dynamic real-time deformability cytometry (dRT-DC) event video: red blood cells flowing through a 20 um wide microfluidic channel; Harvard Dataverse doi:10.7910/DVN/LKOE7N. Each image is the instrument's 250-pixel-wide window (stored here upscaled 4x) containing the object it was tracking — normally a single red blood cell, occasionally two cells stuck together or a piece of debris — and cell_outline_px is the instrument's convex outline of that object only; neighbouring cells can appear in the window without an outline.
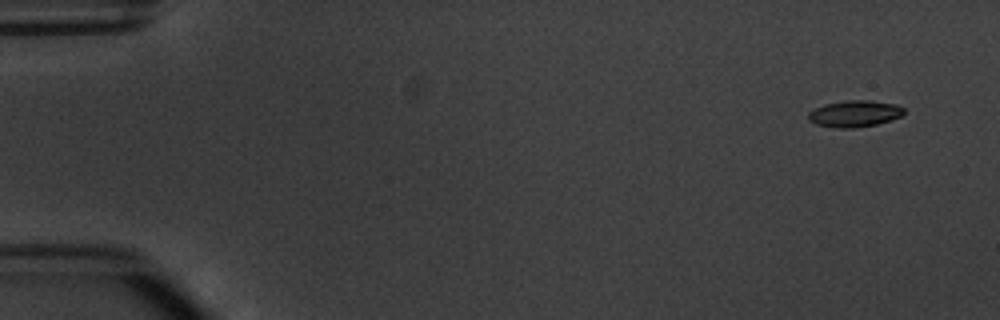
{"species": "common noctule bat (a hibernating species)", "species_latin": "Nyctalus noctula", "temperature_condition": "warm", "stored_images_in_passage": 7, "camera_frame_rate_fps": 3000, "um_per_image_px": 0.085, "animal": {"sex": "male", "body_mass_g": 20.1, "forearm_length_mm": 53.5}, "frame": {"image": 1, "passage_image": 1, "time_ms": 0.0, "image_size_px": [1000, 320], "cell_outline_px": [[904, 112], [900, 116], [892, 120], [876, 124], [852, 128], [836, 128], [816, 124], [808, 120], [808, 112], [824, 104], [848, 100], [868, 100], [896, 104], [904, 108]], "centroid_in_image_um": [72.63, 9.66], "position_along_channel_um": 12.4, "area_um2": 14.74}}
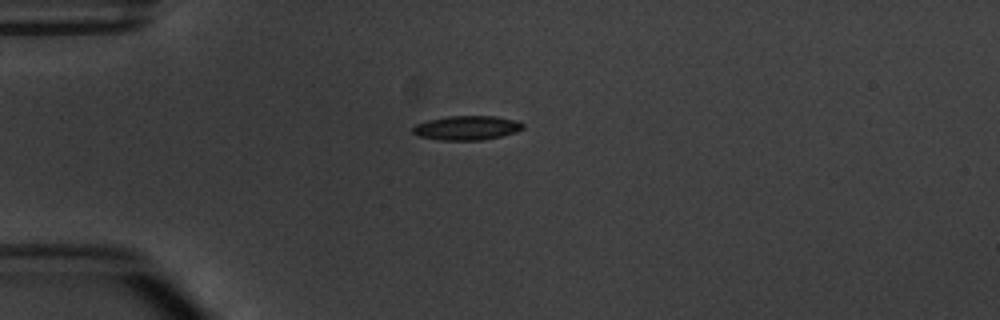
{"frame": {"image": 2, "passage_image": 4, "time_ms": 3.667, "image_size_px": [1000, 320], "cell_outline_px": [[524, 128], [516, 132], [484, 140], [440, 140], [416, 136], [412, 132], [412, 128], [416, 124], [428, 120], [448, 116], [496, 116], [516, 120], [524, 124]], "centroid_in_image_um": [39.67, 10.87], "position_along_channel_um": 45.3, "area_um2": 15.66}}
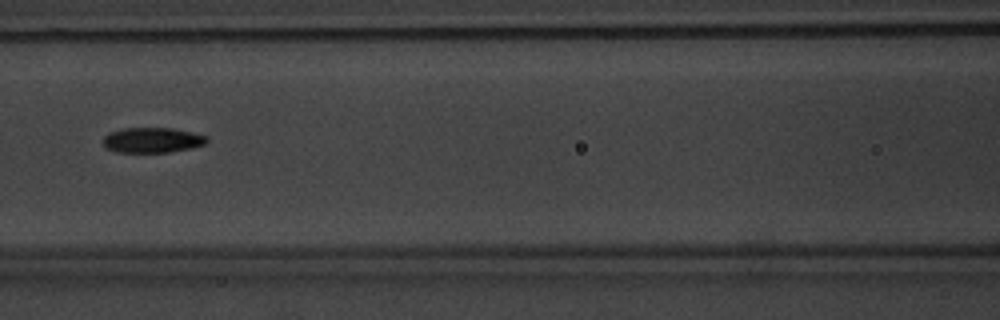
{"frame": {"image": 3, "passage_image": 7, "time_ms": 7.0, "image_size_px": [1000, 320], "cell_outline_px": [[208, 140], [204, 144], [192, 148], [168, 152], [116, 152], [104, 148], [104, 136], [108, 132], [124, 128], [172, 128], [192, 132], [208, 136]], "centroid_in_image_um": [12.93, 11.91], "position_along_channel_um": 153.7, "area_um2": 15.32}}